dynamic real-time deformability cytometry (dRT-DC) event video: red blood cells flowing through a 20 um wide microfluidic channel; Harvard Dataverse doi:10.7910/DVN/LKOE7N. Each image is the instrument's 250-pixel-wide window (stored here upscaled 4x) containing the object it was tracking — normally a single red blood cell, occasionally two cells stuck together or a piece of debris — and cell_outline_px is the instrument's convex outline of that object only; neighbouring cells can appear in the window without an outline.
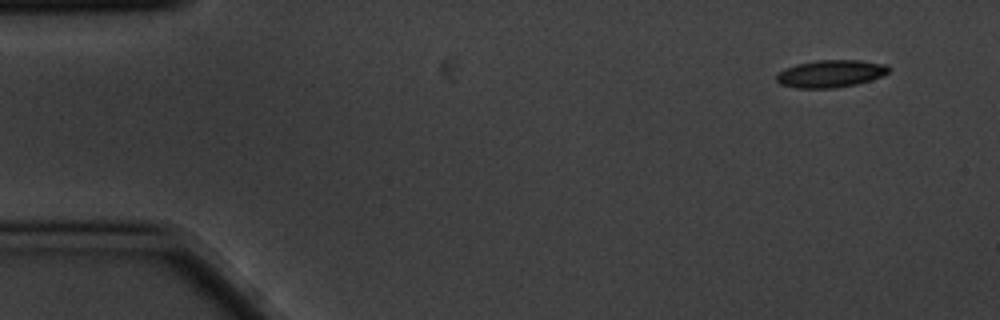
{"species": "common noctule bat (a hibernating species)", "species_latin": "Nyctalus noctula", "temperature_condition": "cold", "stored_images_in_passage": 9, "camera_frame_rate_fps": 3000, "um_per_image_px": 0.085, "animal": {"sex": "male", "body_mass_g": 20.1, "forearm_length_mm": 53.5}, "frame": {"image": 1, "passage_image": 1, "time_ms": 0.0, "image_size_px": [1000, 320], "cell_outline_px": [[892, 68], [888, 72], [872, 80], [856, 84], [832, 88], [796, 88], [780, 84], [776, 80], [776, 72], [784, 68], [796, 64], [816, 60], [860, 60], [888, 64]], "centroid_in_image_um": [70.59, 6.25], "position_along_channel_um": 14.4, "area_um2": 18.15}}
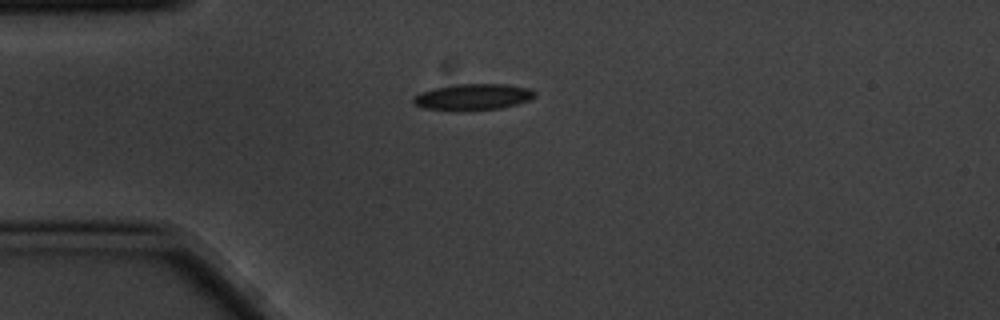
{"frame": {"image": 2, "passage_image": 4, "time_ms": 1.0, "image_size_px": [1000, 320], "cell_outline_px": [[536, 96], [528, 100], [516, 104], [500, 108], [464, 112], [456, 112], [424, 108], [416, 104], [412, 100], [412, 96], [420, 92], [436, 88], [456, 84], [508, 84], [532, 88], [536, 92]], "centroid_in_image_um": [40.21, 8.25], "position_along_channel_um": 44.8, "area_um2": 19.02}}
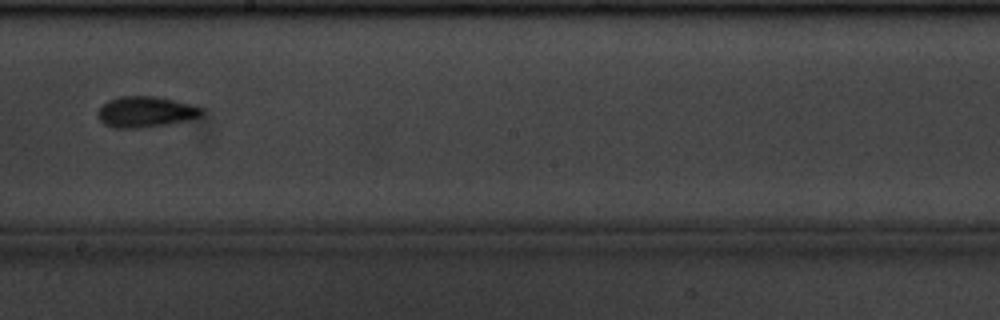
{"frame": {"image": 3, "passage_image": 9, "time_ms": 2.667, "image_size_px": [1000, 320], "cell_outline_px": [[204, 112], [200, 116], [192, 120], [168, 124], [136, 128], [116, 128], [104, 124], [100, 120], [100, 108], [108, 100], [120, 96], [156, 96], [196, 104], [204, 108]], "centroid_in_image_um": [12.49, 9.5], "position_along_channel_um": 235.7, "area_um2": 18.84}}